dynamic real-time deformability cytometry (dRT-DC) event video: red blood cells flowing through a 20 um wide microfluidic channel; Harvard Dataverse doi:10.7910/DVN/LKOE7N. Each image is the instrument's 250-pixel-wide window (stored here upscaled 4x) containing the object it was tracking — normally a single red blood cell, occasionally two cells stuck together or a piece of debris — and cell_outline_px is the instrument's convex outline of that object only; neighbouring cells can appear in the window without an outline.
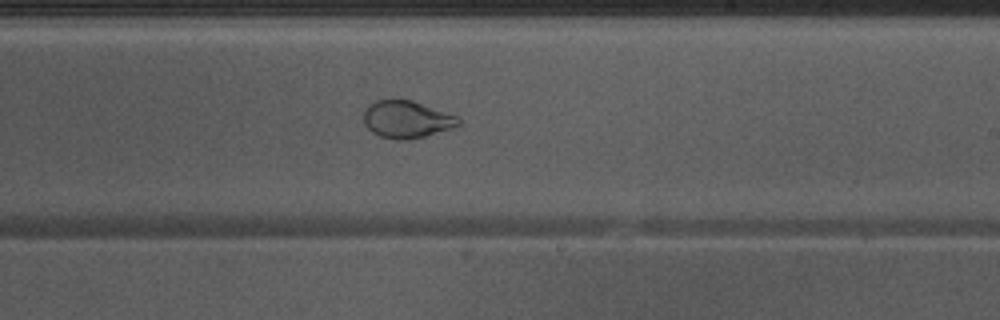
{"species": "Egyptian fruit bat (a non-hibernating species)", "species_latin": "Rousettus aegyptiacus", "temperature_condition": "warm", "stored_images_in_passage": 51, "camera_frame_rate_fps": 3000, "um_per_image_px": 0.085, "animal": {"sex": "male"}, "frame": {"image": 1, "passage_image": 30, "time_ms": 9.667, "image_size_px": [1000, 320], "cell_outline_px": [[460, 128], [408, 140], [396, 140], [380, 136], [372, 132], [364, 124], [364, 112], [368, 104], [376, 100], [392, 96], [412, 100], [456, 116], [460, 120]], "centroid_in_image_um": [34.57, 10.13], "position_along_channel_um": 254.4, "area_um2": 21.33}}
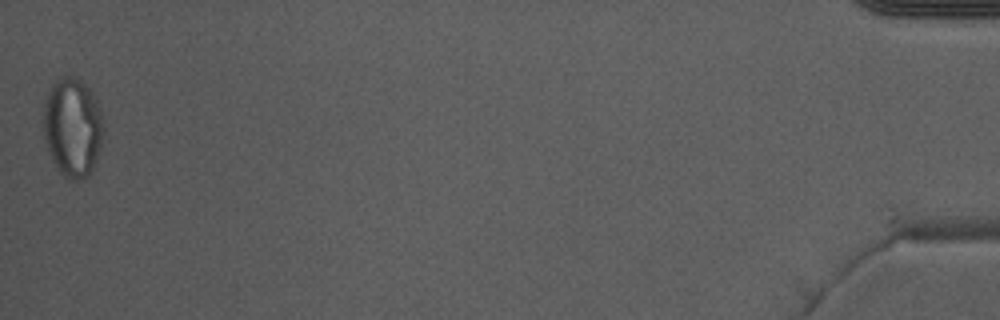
{"frame": {"image": 2, "passage_image": 51, "time_ms": 16.667, "image_size_px": [1000, 320], "cell_outline_px": [[104, 128], [100, 148], [96, 160], [88, 176], [80, 180], [68, 180], [56, 168], [48, 152], [44, 140], [44, 104], [48, 88], [60, 76], [72, 76], [80, 80], [92, 92], [96, 100], [100, 112]], "centroid_in_image_um": [6.15, 10.83], "position_along_channel_um": 429.1, "area_um2": 34.85}}